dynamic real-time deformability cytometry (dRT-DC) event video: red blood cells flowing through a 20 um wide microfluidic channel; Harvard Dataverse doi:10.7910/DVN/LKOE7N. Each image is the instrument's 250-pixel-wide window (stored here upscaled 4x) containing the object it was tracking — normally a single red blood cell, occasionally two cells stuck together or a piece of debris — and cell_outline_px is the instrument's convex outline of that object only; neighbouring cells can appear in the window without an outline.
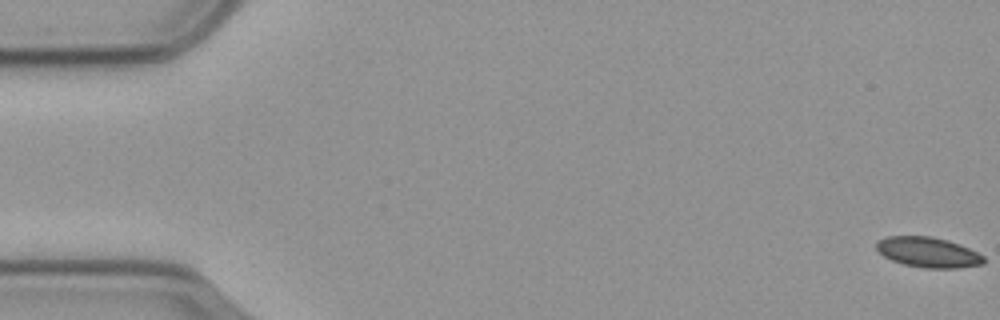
{"species": "common noctule bat (a hibernating species)", "species_latin": "Nyctalus noctula", "temperature_condition": "cold", "stored_images_in_passage": 59, "camera_frame_rate_fps": 3000, "um_per_image_px": 0.085, "animal": {"sex": "male", "body_mass_g": 23.1, "forearm_length_mm": 52.7}, "frame": {"image": 1, "passage_image": 1, "time_ms": 0.0, "image_size_px": [1000, 320], "cell_outline_px": [[984, 264], [956, 268], [924, 268], [904, 264], [892, 260], [884, 256], [876, 248], [876, 240], [888, 236], [932, 236], [948, 240], [960, 244], [984, 256]], "centroid_in_image_um": [78.88, 21.43], "position_along_channel_um": 6.1, "area_um2": 18.9}}
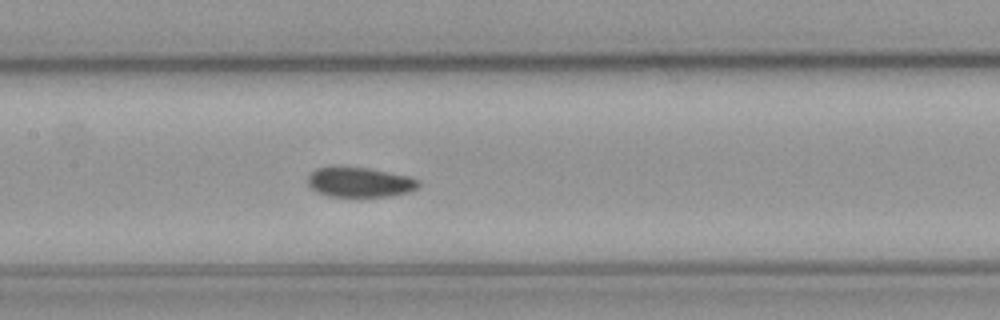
{"frame": {"image": 2, "passage_image": 28, "time_ms": 9.0, "image_size_px": [1000, 320], "cell_outline_px": [[420, 184], [416, 188], [408, 192], [392, 196], [328, 196], [316, 192], [308, 184], [308, 176], [316, 168], [332, 164], [368, 168], [408, 176], [420, 180]], "centroid_in_image_um": [30.53, 15.45], "position_along_channel_um": 176.9, "area_um2": 19.65}}
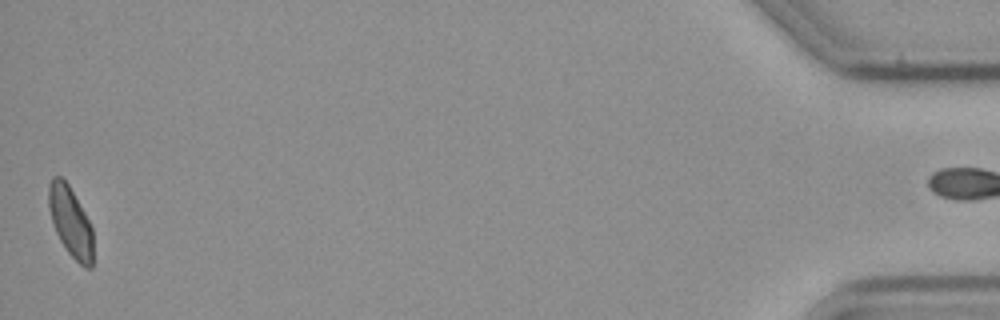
{"frame": {"image": 3, "passage_image": 58, "time_ms": 19.0, "image_size_px": [1000, 320], "cell_outline_px": [[92, 268], [84, 268], [68, 252], [60, 240], [56, 232], [48, 208], [48, 184], [52, 176], [60, 176], [68, 184], [84, 212], [92, 228]], "centroid_in_image_um": [5.97, 18.83], "position_along_channel_um": 429.2, "area_um2": 17.92}, "authors_computed_cell_mechanics": {"area_um2": 19.7098, "velocity_mm_per_s": 3.5585, "shape_relaxation_time_tau1_ms": 4.9721, "shape_relaxation_time_tau2_ms": 5.128, "deformation_change_tau1": 0.0822, "deformation_change_tau2": 0.0603}}